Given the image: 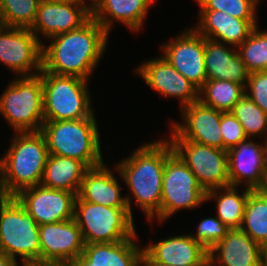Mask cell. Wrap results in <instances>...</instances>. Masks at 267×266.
<instances>
[{"instance_id": "cell-39", "label": "cell", "mask_w": 267, "mask_h": 266, "mask_svg": "<svg viewBox=\"0 0 267 266\" xmlns=\"http://www.w3.org/2000/svg\"><path fill=\"white\" fill-rule=\"evenodd\" d=\"M103 1L104 0H91V4L88 5L89 3H87V0H81V3L92 14L102 4Z\"/></svg>"}, {"instance_id": "cell-33", "label": "cell", "mask_w": 267, "mask_h": 266, "mask_svg": "<svg viewBox=\"0 0 267 266\" xmlns=\"http://www.w3.org/2000/svg\"><path fill=\"white\" fill-rule=\"evenodd\" d=\"M200 10H218L238 19H256L260 0H196Z\"/></svg>"}, {"instance_id": "cell-18", "label": "cell", "mask_w": 267, "mask_h": 266, "mask_svg": "<svg viewBox=\"0 0 267 266\" xmlns=\"http://www.w3.org/2000/svg\"><path fill=\"white\" fill-rule=\"evenodd\" d=\"M90 17L91 13L82 3H54L40 0L37 15L30 30L40 41L39 33L49 39L79 28Z\"/></svg>"}, {"instance_id": "cell-19", "label": "cell", "mask_w": 267, "mask_h": 266, "mask_svg": "<svg viewBox=\"0 0 267 266\" xmlns=\"http://www.w3.org/2000/svg\"><path fill=\"white\" fill-rule=\"evenodd\" d=\"M263 247L241 229H229L208 252L210 266H262Z\"/></svg>"}, {"instance_id": "cell-27", "label": "cell", "mask_w": 267, "mask_h": 266, "mask_svg": "<svg viewBox=\"0 0 267 266\" xmlns=\"http://www.w3.org/2000/svg\"><path fill=\"white\" fill-rule=\"evenodd\" d=\"M237 186L215 188L206 192L207 200L216 199V214L223 224L229 229H240L243 221L244 209L249 193V188L238 194Z\"/></svg>"}, {"instance_id": "cell-34", "label": "cell", "mask_w": 267, "mask_h": 266, "mask_svg": "<svg viewBox=\"0 0 267 266\" xmlns=\"http://www.w3.org/2000/svg\"><path fill=\"white\" fill-rule=\"evenodd\" d=\"M228 230L229 228H227L218 217H210L201 220L197 227L196 234H191V236L209 252L224 238Z\"/></svg>"}, {"instance_id": "cell-22", "label": "cell", "mask_w": 267, "mask_h": 266, "mask_svg": "<svg viewBox=\"0 0 267 266\" xmlns=\"http://www.w3.org/2000/svg\"><path fill=\"white\" fill-rule=\"evenodd\" d=\"M155 261L172 266H206L208 251L191 235L165 238L143 247Z\"/></svg>"}, {"instance_id": "cell-1", "label": "cell", "mask_w": 267, "mask_h": 266, "mask_svg": "<svg viewBox=\"0 0 267 266\" xmlns=\"http://www.w3.org/2000/svg\"><path fill=\"white\" fill-rule=\"evenodd\" d=\"M109 33L91 16L79 28L55 35L42 44V70L89 80L104 56Z\"/></svg>"}, {"instance_id": "cell-20", "label": "cell", "mask_w": 267, "mask_h": 266, "mask_svg": "<svg viewBox=\"0 0 267 266\" xmlns=\"http://www.w3.org/2000/svg\"><path fill=\"white\" fill-rule=\"evenodd\" d=\"M194 28L205 38L238 48L258 25L257 19H238L218 10H200Z\"/></svg>"}, {"instance_id": "cell-11", "label": "cell", "mask_w": 267, "mask_h": 266, "mask_svg": "<svg viewBox=\"0 0 267 266\" xmlns=\"http://www.w3.org/2000/svg\"><path fill=\"white\" fill-rule=\"evenodd\" d=\"M42 44L30 29L5 26L0 31V62L20 77L39 74L42 70Z\"/></svg>"}, {"instance_id": "cell-13", "label": "cell", "mask_w": 267, "mask_h": 266, "mask_svg": "<svg viewBox=\"0 0 267 266\" xmlns=\"http://www.w3.org/2000/svg\"><path fill=\"white\" fill-rule=\"evenodd\" d=\"M38 225L74 218L76 193L41 184L21 190L14 196Z\"/></svg>"}, {"instance_id": "cell-14", "label": "cell", "mask_w": 267, "mask_h": 266, "mask_svg": "<svg viewBox=\"0 0 267 266\" xmlns=\"http://www.w3.org/2000/svg\"><path fill=\"white\" fill-rule=\"evenodd\" d=\"M182 33L167 44L163 43L162 54L199 90L207 80L204 63L205 37L193 27Z\"/></svg>"}, {"instance_id": "cell-10", "label": "cell", "mask_w": 267, "mask_h": 266, "mask_svg": "<svg viewBox=\"0 0 267 266\" xmlns=\"http://www.w3.org/2000/svg\"><path fill=\"white\" fill-rule=\"evenodd\" d=\"M173 151L195 175L207 192L230 186L228 151L194 141H170Z\"/></svg>"}, {"instance_id": "cell-37", "label": "cell", "mask_w": 267, "mask_h": 266, "mask_svg": "<svg viewBox=\"0 0 267 266\" xmlns=\"http://www.w3.org/2000/svg\"><path fill=\"white\" fill-rule=\"evenodd\" d=\"M139 266H172L153 260L144 250L140 257Z\"/></svg>"}, {"instance_id": "cell-12", "label": "cell", "mask_w": 267, "mask_h": 266, "mask_svg": "<svg viewBox=\"0 0 267 266\" xmlns=\"http://www.w3.org/2000/svg\"><path fill=\"white\" fill-rule=\"evenodd\" d=\"M183 124L172 122L169 141H194L223 150L220 129L222 112L199 100L181 108Z\"/></svg>"}, {"instance_id": "cell-45", "label": "cell", "mask_w": 267, "mask_h": 266, "mask_svg": "<svg viewBox=\"0 0 267 266\" xmlns=\"http://www.w3.org/2000/svg\"><path fill=\"white\" fill-rule=\"evenodd\" d=\"M5 27V24H4V21H3V18H2V14L0 12V31Z\"/></svg>"}, {"instance_id": "cell-3", "label": "cell", "mask_w": 267, "mask_h": 266, "mask_svg": "<svg viewBox=\"0 0 267 266\" xmlns=\"http://www.w3.org/2000/svg\"><path fill=\"white\" fill-rule=\"evenodd\" d=\"M10 148L0 158V196L14 197L41 183L49 155L41 131L16 132Z\"/></svg>"}, {"instance_id": "cell-6", "label": "cell", "mask_w": 267, "mask_h": 266, "mask_svg": "<svg viewBox=\"0 0 267 266\" xmlns=\"http://www.w3.org/2000/svg\"><path fill=\"white\" fill-rule=\"evenodd\" d=\"M0 254L40 262L39 225L15 197L0 196Z\"/></svg>"}, {"instance_id": "cell-29", "label": "cell", "mask_w": 267, "mask_h": 266, "mask_svg": "<svg viewBox=\"0 0 267 266\" xmlns=\"http://www.w3.org/2000/svg\"><path fill=\"white\" fill-rule=\"evenodd\" d=\"M240 229L262 247L267 246V199L256 190L249 193Z\"/></svg>"}, {"instance_id": "cell-40", "label": "cell", "mask_w": 267, "mask_h": 266, "mask_svg": "<svg viewBox=\"0 0 267 266\" xmlns=\"http://www.w3.org/2000/svg\"><path fill=\"white\" fill-rule=\"evenodd\" d=\"M17 259L0 254V266H18Z\"/></svg>"}, {"instance_id": "cell-23", "label": "cell", "mask_w": 267, "mask_h": 266, "mask_svg": "<svg viewBox=\"0 0 267 266\" xmlns=\"http://www.w3.org/2000/svg\"><path fill=\"white\" fill-rule=\"evenodd\" d=\"M205 38L204 63L207 80H227L242 84L248 83L250 72L242 61L237 48Z\"/></svg>"}, {"instance_id": "cell-21", "label": "cell", "mask_w": 267, "mask_h": 266, "mask_svg": "<svg viewBox=\"0 0 267 266\" xmlns=\"http://www.w3.org/2000/svg\"><path fill=\"white\" fill-rule=\"evenodd\" d=\"M105 163L88 168L83 176L77 196L90 203L101 204L114 208H128L131 216L132 205L130 197L122 196L120 185Z\"/></svg>"}, {"instance_id": "cell-4", "label": "cell", "mask_w": 267, "mask_h": 266, "mask_svg": "<svg viewBox=\"0 0 267 266\" xmlns=\"http://www.w3.org/2000/svg\"><path fill=\"white\" fill-rule=\"evenodd\" d=\"M95 118L44 121L41 132L49 154L81 161L87 168L104 163Z\"/></svg>"}, {"instance_id": "cell-16", "label": "cell", "mask_w": 267, "mask_h": 266, "mask_svg": "<svg viewBox=\"0 0 267 266\" xmlns=\"http://www.w3.org/2000/svg\"><path fill=\"white\" fill-rule=\"evenodd\" d=\"M144 82L164 97L180 100L181 108L198 101V89L179 73L163 55L136 68Z\"/></svg>"}, {"instance_id": "cell-38", "label": "cell", "mask_w": 267, "mask_h": 266, "mask_svg": "<svg viewBox=\"0 0 267 266\" xmlns=\"http://www.w3.org/2000/svg\"><path fill=\"white\" fill-rule=\"evenodd\" d=\"M65 266H93L83 254L69 261Z\"/></svg>"}, {"instance_id": "cell-24", "label": "cell", "mask_w": 267, "mask_h": 266, "mask_svg": "<svg viewBox=\"0 0 267 266\" xmlns=\"http://www.w3.org/2000/svg\"><path fill=\"white\" fill-rule=\"evenodd\" d=\"M156 0H104L91 16L110 34L116 20L131 31H140L148 9Z\"/></svg>"}, {"instance_id": "cell-28", "label": "cell", "mask_w": 267, "mask_h": 266, "mask_svg": "<svg viewBox=\"0 0 267 266\" xmlns=\"http://www.w3.org/2000/svg\"><path fill=\"white\" fill-rule=\"evenodd\" d=\"M244 94L245 87L240 83L227 80H206L198 90V100L218 111L231 112Z\"/></svg>"}, {"instance_id": "cell-9", "label": "cell", "mask_w": 267, "mask_h": 266, "mask_svg": "<svg viewBox=\"0 0 267 266\" xmlns=\"http://www.w3.org/2000/svg\"><path fill=\"white\" fill-rule=\"evenodd\" d=\"M206 202V191L195 175L173 151L165 161L162 179L161 223L183 209H193Z\"/></svg>"}, {"instance_id": "cell-44", "label": "cell", "mask_w": 267, "mask_h": 266, "mask_svg": "<svg viewBox=\"0 0 267 266\" xmlns=\"http://www.w3.org/2000/svg\"><path fill=\"white\" fill-rule=\"evenodd\" d=\"M54 3H81V0H47Z\"/></svg>"}, {"instance_id": "cell-26", "label": "cell", "mask_w": 267, "mask_h": 266, "mask_svg": "<svg viewBox=\"0 0 267 266\" xmlns=\"http://www.w3.org/2000/svg\"><path fill=\"white\" fill-rule=\"evenodd\" d=\"M87 169L79 160L49 154L40 184L78 194Z\"/></svg>"}, {"instance_id": "cell-41", "label": "cell", "mask_w": 267, "mask_h": 266, "mask_svg": "<svg viewBox=\"0 0 267 266\" xmlns=\"http://www.w3.org/2000/svg\"><path fill=\"white\" fill-rule=\"evenodd\" d=\"M258 193H260L265 199H267V171L262 178V182L260 186L256 189Z\"/></svg>"}, {"instance_id": "cell-43", "label": "cell", "mask_w": 267, "mask_h": 266, "mask_svg": "<svg viewBox=\"0 0 267 266\" xmlns=\"http://www.w3.org/2000/svg\"><path fill=\"white\" fill-rule=\"evenodd\" d=\"M262 266H267V246L263 247V251H262Z\"/></svg>"}, {"instance_id": "cell-42", "label": "cell", "mask_w": 267, "mask_h": 266, "mask_svg": "<svg viewBox=\"0 0 267 266\" xmlns=\"http://www.w3.org/2000/svg\"><path fill=\"white\" fill-rule=\"evenodd\" d=\"M21 265L22 266H60L54 263L39 262V261L22 262Z\"/></svg>"}, {"instance_id": "cell-31", "label": "cell", "mask_w": 267, "mask_h": 266, "mask_svg": "<svg viewBox=\"0 0 267 266\" xmlns=\"http://www.w3.org/2000/svg\"><path fill=\"white\" fill-rule=\"evenodd\" d=\"M258 25L237 48L248 71H267V31H258Z\"/></svg>"}, {"instance_id": "cell-30", "label": "cell", "mask_w": 267, "mask_h": 266, "mask_svg": "<svg viewBox=\"0 0 267 266\" xmlns=\"http://www.w3.org/2000/svg\"><path fill=\"white\" fill-rule=\"evenodd\" d=\"M231 113L242 125L248 138L264 135L267 139V114L255 104L246 94L234 105Z\"/></svg>"}, {"instance_id": "cell-15", "label": "cell", "mask_w": 267, "mask_h": 266, "mask_svg": "<svg viewBox=\"0 0 267 266\" xmlns=\"http://www.w3.org/2000/svg\"><path fill=\"white\" fill-rule=\"evenodd\" d=\"M40 262L65 266L82 255L85 246L75 219L39 225Z\"/></svg>"}, {"instance_id": "cell-35", "label": "cell", "mask_w": 267, "mask_h": 266, "mask_svg": "<svg viewBox=\"0 0 267 266\" xmlns=\"http://www.w3.org/2000/svg\"><path fill=\"white\" fill-rule=\"evenodd\" d=\"M220 129L223 139V150L228 151L248 138L244 133L242 125L231 112H222Z\"/></svg>"}, {"instance_id": "cell-2", "label": "cell", "mask_w": 267, "mask_h": 266, "mask_svg": "<svg viewBox=\"0 0 267 266\" xmlns=\"http://www.w3.org/2000/svg\"><path fill=\"white\" fill-rule=\"evenodd\" d=\"M172 152L168 139L142 144L114 168L149 222L161 215L164 166Z\"/></svg>"}, {"instance_id": "cell-5", "label": "cell", "mask_w": 267, "mask_h": 266, "mask_svg": "<svg viewBox=\"0 0 267 266\" xmlns=\"http://www.w3.org/2000/svg\"><path fill=\"white\" fill-rule=\"evenodd\" d=\"M44 121L95 118L88 80L41 71Z\"/></svg>"}, {"instance_id": "cell-7", "label": "cell", "mask_w": 267, "mask_h": 266, "mask_svg": "<svg viewBox=\"0 0 267 266\" xmlns=\"http://www.w3.org/2000/svg\"><path fill=\"white\" fill-rule=\"evenodd\" d=\"M0 114L14 132L40 131L44 123L41 75L12 80L0 96Z\"/></svg>"}, {"instance_id": "cell-17", "label": "cell", "mask_w": 267, "mask_h": 266, "mask_svg": "<svg viewBox=\"0 0 267 266\" xmlns=\"http://www.w3.org/2000/svg\"><path fill=\"white\" fill-rule=\"evenodd\" d=\"M228 167L231 186L245 183L246 188L256 190L267 171L266 143L260 145L247 138L229 149Z\"/></svg>"}, {"instance_id": "cell-25", "label": "cell", "mask_w": 267, "mask_h": 266, "mask_svg": "<svg viewBox=\"0 0 267 266\" xmlns=\"http://www.w3.org/2000/svg\"><path fill=\"white\" fill-rule=\"evenodd\" d=\"M137 238L135 233L119 242L85 244L82 254L93 266H139L144 249L135 243Z\"/></svg>"}, {"instance_id": "cell-36", "label": "cell", "mask_w": 267, "mask_h": 266, "mask_svg": "<svg viewBox=\"0 0 267 266\" xmlns=\"http://www.w3.org/2000/svg\"><path fill=\"white\" fill-rule=\"evenodd\" d=\"M245 94L267 114V71L250 73Z\"/></svg>"}, {"instance_id": "cell-32", "label": "cell", "mask_w": 267, "mask_h": 266, "mask_svg": "<svg viewBox=\"0 0 267 266\" xmlns=\"http://www.w3.org/2000/svg\"><path fill=\"white\" fill-rule=\"evenodd\" d=\"M40 0H0V12L6 27L30 29Z\"/></svg>"}, {"instance_id": "cell-8", "label": "cell", "mask_w": 267, "mask_h": 266, "mask_svg": "<svg viewBox=\"0 0 267 266\" xmlns=\"http://www.w3.org/2000/svg\"><path fill=\"white\" fill-rule=\"evenodd\" d=\"M74 219L85 244L114 243L131 238L135 233L133 216L128 208H114L75 200Z\"/></svg>"}]
</instances>
